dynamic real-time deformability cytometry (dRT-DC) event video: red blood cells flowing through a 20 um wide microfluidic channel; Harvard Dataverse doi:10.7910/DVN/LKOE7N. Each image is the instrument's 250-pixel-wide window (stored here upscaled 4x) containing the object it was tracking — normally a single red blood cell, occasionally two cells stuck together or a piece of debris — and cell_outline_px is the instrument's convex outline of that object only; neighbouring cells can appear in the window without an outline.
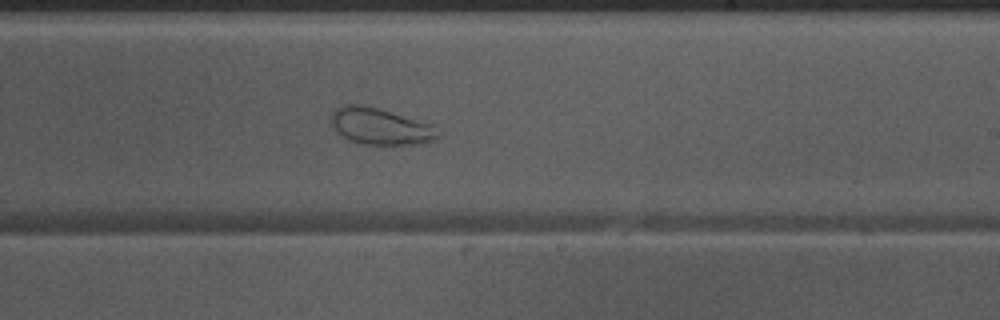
{"species": "Egyptian fruit bat (a non-hibernating species)", "species_latin": "Rousettus aegyptiacus", "temperature_condition": "warm", "stored_images_in_passage": 51, "camera_frame_rate_fps": 3000, "um_per_image_px": 0.085, "animal": {"sex": "male"}, "frame": {"image": 1, "passage_image": 30, "time_ms": 9.667, "image_size_px": [1000, 320], "cell_outline_px": [[440, 136], [436, 140], [424, 144], [364, 144], [352, 140], [344, 136], [332, 124], [332, 112], [336, 108], [344, 104], [364, 104], [432, 124], [440, 132]], "centroid_in_image_um": [32.4, 10.73], "position_along_channel_um": 256.6, "area_um2": 22.54}}
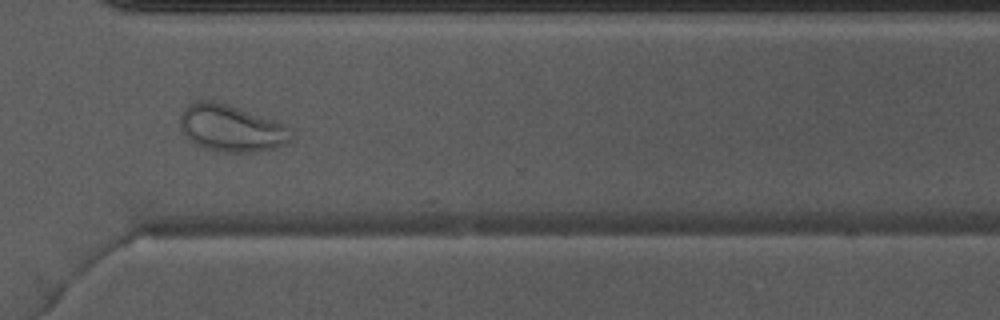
{"frame": {"image": 2, "passage_image": 37, "time_ms": 12.0, "image_size_px": [1000, 320], "cell_outline_px": [[292, 140], [276, 148], [256, 152], [212, 152], [192, 144], [184, 136], [180, 128], [180, 116], [184, 108], [188, 104], [200, 100], [212, 100], [228, 104], [288, 124]], "centroid_in_image_um": [19.63, 10.91], "position_along_channel_um": 351.0, "area_um2": 31.1}}